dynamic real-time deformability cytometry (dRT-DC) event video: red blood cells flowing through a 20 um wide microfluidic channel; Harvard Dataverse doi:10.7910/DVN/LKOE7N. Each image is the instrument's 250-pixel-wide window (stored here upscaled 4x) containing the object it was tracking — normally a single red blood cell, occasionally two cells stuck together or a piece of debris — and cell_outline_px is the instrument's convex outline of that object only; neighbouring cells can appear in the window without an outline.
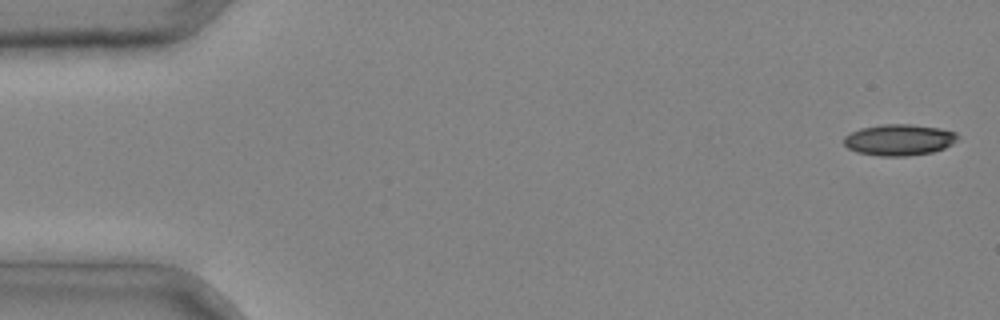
{"species": "common noctule bat (a hibernating species)", "species_latin": "Nyctalus noctula", "temperature_condition": "cold", "stored_images_in_passage": 3, "camera_frame_rate_fps": 3000, "um_per_image_px": 0.085, "animal": {"sex": "male", "body_mass_g": 20.4}, "frame": {"image": 1, "passage_image": 1, "time_ms": 0.0, "image_size_px": [1000, 320], "cell_outline_px": [[960, 136], [952, 144], [944, 148], [932, 152], [908, 156], [880, 156], [856, 152], [848, 148], [844, 144], [844, 136], [860, 128], [880, 124], [912, 124], [940, 128], [956, 132]], "centroid_in_image_um": [76.43, 11.88], "position_along_channel_um": 8.6, "area_um2": 20.87}}
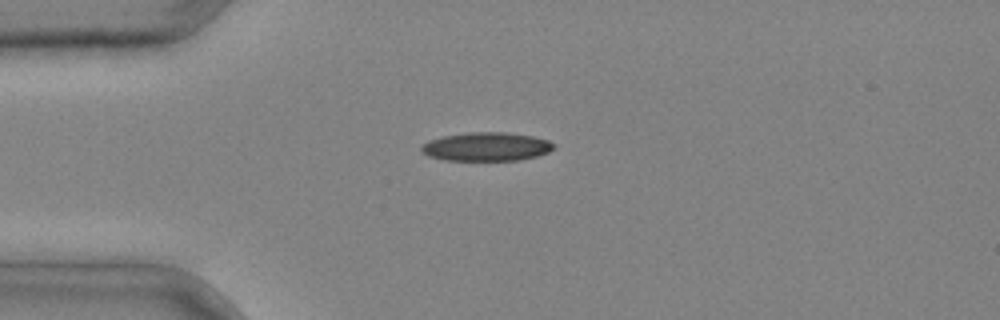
{"frame": {"image": 2, "passage_image": 3, "time_ms": 0.667, "image_size_px": [1000, 320], "cell_outline_px": [[556, 148], [548, 152], [536, 156], [520, 160], [444, 160], [428, 156], [420, 152], [420, 144], [428, 140], [440, 136], [468, 132], [508, 132], [532, 136], [548, 140], [556, 144]], "centroid_in_image_um": [41.31, 12.46], "position_along_channel_um": 43.7, "area_um2": 22.48}}